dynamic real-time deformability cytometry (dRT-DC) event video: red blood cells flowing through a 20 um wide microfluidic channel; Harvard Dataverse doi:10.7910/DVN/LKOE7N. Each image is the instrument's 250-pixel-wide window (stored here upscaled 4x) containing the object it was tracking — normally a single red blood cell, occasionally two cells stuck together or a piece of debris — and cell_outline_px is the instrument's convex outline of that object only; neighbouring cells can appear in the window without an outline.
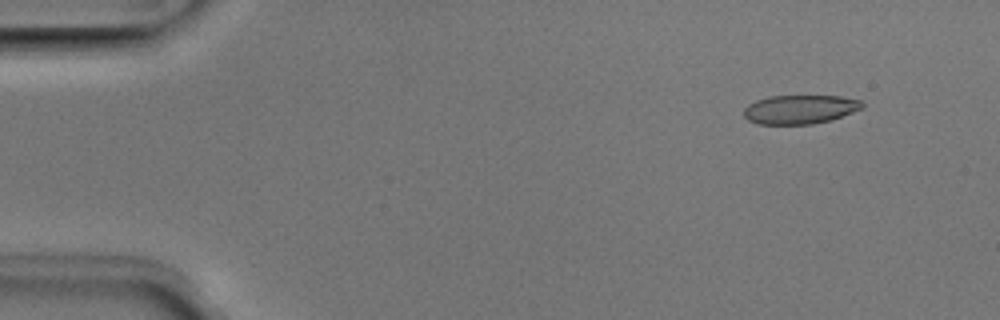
{"species": "Egyptian fruit bat (a non-hibernating species)", "species_latin": "Rousettus aegyptiacus", "temperature_condition": "room temperature", "stored_images_in_passage": 15, "camera_frame_rate_fps": 3000, "um_per_image_px": 0.085, "animal": {"sex": "male"}, "frame": {"image": 1, "passage_image": 5, "time_ms": 1.333, "image_size_px": [1000, 320], "cell_outline_px": [[864, 104], [860, 108], [852, 112], [832, 120], [812, 124], [756, 124], [748, 120], [744, 116], [744, 108], [748, 104], [756, 100], [768, 96], [840, 96], [860, 100]], "centroid_in_image_um": [67.96, 9.3], "position_along_channel_um": 17.0, "area_um2": 19.94}}
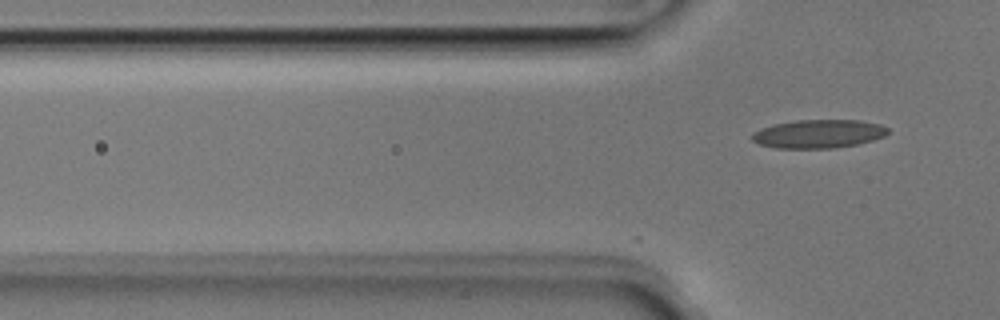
{"frame": {"image": 2, "passage_image": 15, "time_ms": 4.667, "image_size_px": [1000, 320], "cell_outline_px": [[888, 132], [884, 136], [872, 140], [856, 144], [836, 148], [776, 148], [760, 144], [752, 140], [752, 136], [760, 128], [772, 124], [796, 120], [860, 120], [880, 124], [888, 128]], "centroid_in_image_um": [69.58, 11.37], "position_along_channel_um": 56.2, "area_um2": 22.48}}